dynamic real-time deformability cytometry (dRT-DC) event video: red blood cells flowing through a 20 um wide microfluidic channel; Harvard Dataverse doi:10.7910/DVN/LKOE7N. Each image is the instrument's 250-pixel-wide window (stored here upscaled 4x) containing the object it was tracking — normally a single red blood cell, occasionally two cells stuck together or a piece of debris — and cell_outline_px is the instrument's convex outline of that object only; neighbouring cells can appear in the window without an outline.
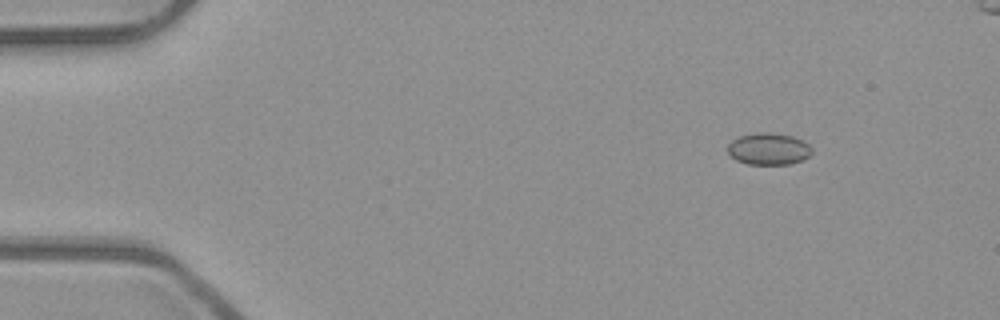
{"species": "common noctule bat (a hibernating species)", "species_latin": "Nyctalus noctula", "temperature_condition": "room temperature", "stored_images_in_passage": 5, "camera_frame_rate_fps": 3000, "um_per_image_px": 0.085, "animal": {"sex": "male", "body_mass_g": 23.1, "forearm_length_mm": 52.7}, "frame": {"image": 1, "passage_image": 1, "time_ms": 0.0, "image_size_px": [1000, 320], "cell_outline_px": [[812, 152], [804, 160], [788, 164], [748, 164], [736, 160], [728, 152], [728, 144], [732, 140], [740, 136], [756, 132], [764, 132], [792, 136], [808, 144], [812, 148]], "centroid_in_image_um": [65.33, 12.66], "position_along_channel_um": 19.7, "area_um2": 15.49}}
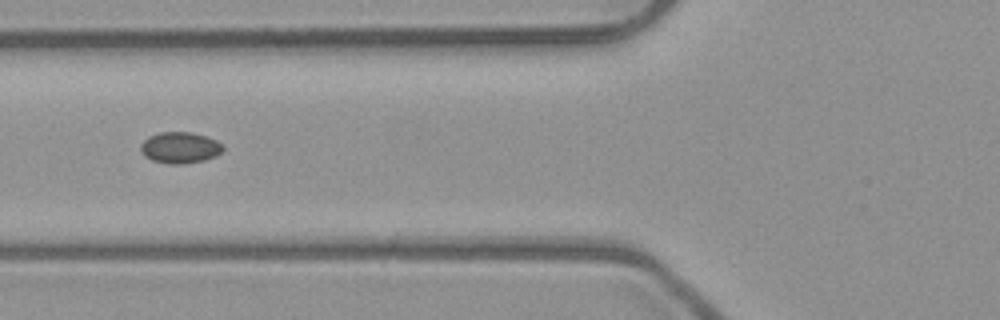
{"frame": {"image": 2, "passage_image": 5, "time_ms": 1.333, "image_size_px": [1000, 320], "cell_outline_px": [[224, 148], [216, 156], [204, 160], [180, 164], [172, 164], [152, 160], [144, 156], [140, 152], [140, 144], [148, 136], [160, 132], [192, 132], [216, 140]], "centroid_in_image_um": [15.25, 12.54], "position_along_channel_um": 110.5, "area_um2": 14.91}}